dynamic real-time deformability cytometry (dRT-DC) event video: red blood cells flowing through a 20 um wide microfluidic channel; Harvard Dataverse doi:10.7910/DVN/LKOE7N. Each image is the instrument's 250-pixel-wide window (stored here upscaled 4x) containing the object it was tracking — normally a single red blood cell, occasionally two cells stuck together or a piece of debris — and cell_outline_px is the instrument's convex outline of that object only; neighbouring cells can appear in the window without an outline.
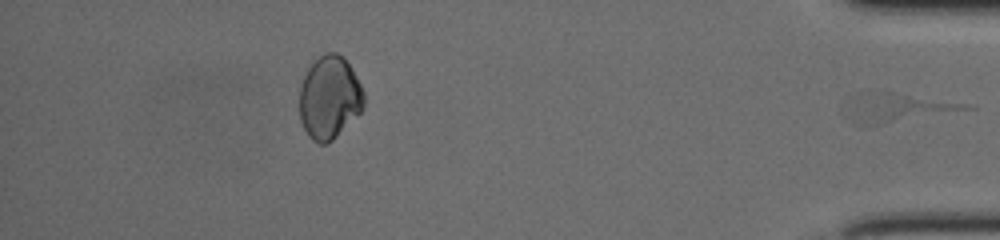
{"species": "human", "species_latin": "Homo sapiens", "temperature_condition": "cold", "stored_images_in_passage": 52, "segment_of_instrument_passage": [2, 2], "camera_frame_rate_fps": 3000, "um_per_image_px": 0.085, "donor": {"sex": "female"}, "frame": {"image": 1, "passage_image": 52, "time_ms": 17.0, "image_size_px": [1000, 240], "cell_outline_px": [[976, 108], [868, 128], [860, 128], [852, 124], [852, 100], [856, 92], [864, 88], [868, 88], [976, 104]], "centroid_in_image_um": [76.34, 9.14], "position_along_channel_um": 358.9, "area_um2": 21.33}}